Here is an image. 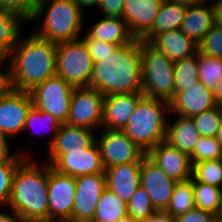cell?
<instances>
[{
  "mask_svg": "<svg viewBox=\"0 0 222 222\" xmlns=\"http://www.w3.org/2000/svg\"><path fill=\"white\" fill-rule=\"evenodd\" d=\"M104 95L90 87L75 88L66 123L94 130L102 125Z\"/></svg>",
  "mask_w": 222,
  "mask_h": 222,
  "instance_id": "30bf717a",
  "label": "cell"
},
{
  "mask_svg": "<svg viewBox=\"0 0 222 222\" xmlns=\"http://www.w3.org/2000/svg\"><path fill=\"white\" fill-rule=\"evenodd\" d=\"M5 58L8 87L29 92L56 75L57 44L35 33L21 40Z\"/></svg>",
  "mask_w": 222,
  "mask_h": 222,
  "instance_id": "6da1fadb",
  "label": "cell"
},
{
  "mask_svg": "<svg viewBox=\"0 0 222 222\" xmlns=\"http://www.w3.org/2000/svg\"><path fill=\"white\" fill-rule=\"evenodd\" d=\"M98 8L103 17H122L124 0H101Z\"/></svg>",
  "mask_w": 222,
  "mask_h": 222,
  "instance_id": "ee69618b",
  "label": "cell"
},
{
  "mask_svg": "<svg viewBox=\"0 0 222 222\" xmlns=\"http://www.w3.org/2000/svg\"><path fill=\"white\" fill-rule=\"evenodd\" d=\"M75 194V177L57 172L49 164V219L58 222H72Z\"/></svg>",
  "mask_w": 222,
  "mask_h": 222,
  "instance_id": "8fae6325",
  "label": "cell"
},
{
  "mask_svg": "<svg viewBox=\"0 0 222 222\" xmlns=\"http://www.w3.org/2000/svg\"><path fill=\"white\" fill-rule=\"evenodd\" d=\"M222 188L207 183L193 182L196 208L218 215Z\"/></svg>",
  "mask_w": 222,
  "mask_h": 222,
  "instance_id": "4dcf8cb0",
  "label": "cell"
},
{
  "mask_svg": "<svg viewBox=\"0 0 222 222\" xmlns=\"http://www.w3.org/2000/svg\"><path fill=\"white\" fill-rule=\"evenodd\" d=\"M118 222H136L134 220H132L129 216L119 220Z\"/></svg>",
  "mask_w": 222,
  "mask_h": 222,
  "instance_id": "9f6ffc18",
  "label": "cell"
},
{
  "mask_svg": "<svg viewBox=\"0 0 222 222\" xmlns=\"http://www.w3.org/2000/svg\"><path fill=\"white\" fill-rule=\"evenodd\" d=\"M142 96V92L105 96L102 127L104 129L123 130Z\"/></svg>",
  "mask_w": 222,
  "mask_h": 222,
  "instance_id": "d6986e66",
  "label": "cell"
},
{
  "mask_svg": "<svg viewBox=\"0 0 222 222\" xmlns=\"http://www.w3.org/2000/svg\"><path fill=\"white\" fill-rule=\"evenodd\" d=\"M163 1L124 0L122 19L135 39H141L152 28Z\"/></svg>",
  "mask_w": 222,
  "mask_h": 222,
  "instance_id": "ac0fdd59",
  "label": "cell"
},
{
  "mask_svg": "<svg viewBox=\"0 0 222 222\" xmlns=\"http://www.w3.org/2000/svg\"><path fill=\"white\" fill-rule=\"evenodd\" d=\"M18 222H58L49 218L19 220Z\"/></svg>",
  "mask_w": 222,
  "mask_h": 222,
  "instance_id": "816d5d0a",
  "label": "cell"
},
{
  "mask_svg": "<svg viewBox=\"0 0 222 222\" xmlns=\"http://www.w3.org/2000/svg\"><path fill=\"white\" fill-rule=\"evenodd\" d=\"M75 87L62 77L54 75L44 83L29 91L32 105L49 113L62 124L66 123L70 113V103Z\"/></svg>",
  "mask_w": 222,
  "mask_h": 222,
  "instance_id": "ba28073f",
  "label": "cell"
},
{
  "mask_svg": "<svg viewBox=\"0 0 222 222\" xmlns=\"http://www.w3.org/2000/svg\"><path fill=\"white\" fill-rule=\"evenodd\" d=\"M18 216L12 211V213L0 212V222H18Z\"/></svg>",
  "mask_w": 222,
  "mask_h": 222,
  "instance_id": "681fc988",
  "label": "cell"
},
{
  "mask_svg": "<svg viewBox=\"0 0 222 222\" xmlns=\"http://www.w3.org/2000/svg\"><path fill=\"white\" fill-rule=\"evenodd\" d=\"M192 179L193 182L207 183L222 188V159L194 163Z\"/></svg>",
  "mask_w": 222,
  "mask_h": 222,
  "instance_id": "d6a6232c",
  "label": "cell"
},
{
  "mask_svg": "<svg viewBox=\"0 0 222 222\" xmlns=\"http://www.w3.org/2000/svg\"><path fill=\"white\" fill-rule=\"evenodd\" d=\"M167 112H166V111ZM169 102L142 96L123 131L144 152L165 140ZM166 113V114H165Z\"/></svg>",
  "mask_w": 222,
  "mask_h": 222,
  "instance_id": "5b68a950",
  "label": "cell"
},
{
  "mask_svg": "<svg viewBox=\"0 0 222 222\" xmlns=\"http://www.w3.org/2000/svg\"><path fill=\"white\" fill-rule=\"evenodd\" d=\"M48 1L35 9L32 20L39 19L42 25L34 33L56 44L79 39L84 11L74 0Z\"/></svg>",
  "mask_w": 222,
  "mask_h": 222,
  "instance_id": "277c9868",
  "label": "cell"
},
{
  "mask_svg": "<svg viewBox=\"0 0 222 222\" xmlns=\"http://www.w3.org/2000/svg\"><path fill=\"white\" fill-rule=\"evenodd\" d=\"M192 164L207 160L222 159V146L216 137H203L196 143L193 152L190 154Z\"/></svg>",
  "mask_w": 222,
  "mask_h": 222,
  "instance_id": "d590c367",
  "label": "cell"
},
{
  "mask_svg": "<svg viewBox=\"0 0 222 222\" xmlns=\"http://www.w3.org/2000/svg\"><path fill=\"white\" fill-rule=\"evenodd\" d=\"M50 166L57 172L75 178L105 171L101 151L96 141L90 147L61 154Z\"/></svg>",
  "mask_w": 222,
  "mask_h": 222,
  "instance_id": "5bb4252c",
  "label": "cell"
},
{
  "mask_svg": "<svg viewBox=\"0 0 222 222\" xmlns=\"http://www.w3.org/2000/svg\"><path fill=\"white\" fill-rule=\"evenodd\" d=\"M93 59L82 39L57 44L56 75L75 88L89 87Z\"/></svg>",
  "mask_w": 222,
  "mask_h": 222,
  "instance_id": "52a82bcc",
  "label": "cell"
},
{
  "mask_svg": "<svg viewBox=\"0 0 222 222\" xmlns=\"http://www.w3.org/2000/svg\"><path fill=\"white\" fill-rule=\"evenodd\" d=\"M176 182L168 177L147 155L143 157L140 185L149 195L156 210L165 211L167 209Z\"/></svg>",
  "mask_w": 222,
  "mask_h": 222,
  "instance_id": "9a60e30c",
  "label": "cell"
},
{
  "mask_svg": "<svg viewBox=\"0 0 222 222\" xmlns=\"http://www.w3.org/2000/svg\"><path fill=\"white\" fill-rule=\"evenodd\" d=\"M141 39L118 47L94 62L90 88L104 96L142 92Z\"/></svg>",
  "mask_w": 222,
  "mask_h": 222,
  "instance_id": "7a4b0ae2",
  "label": "cell"
},
{
  "mask_svg": "<svg viewBox=\"0 0 222 222\" xmlns=\"http://www.w3.org/2000/svg\"><path fill=\"white\" fill-rule=\"evenodd\" d=\"M214 25L213 10L210 4L188 6L180 30L196 44Z\"/></svg>",
  "mask_w": 222,
  "mask_h": 222,
  "instance_id": "cb8c5ba5",
  "label": "cell"
},
{
  "mask_svg": "<svg viewBox=\"0 0 222 222\" xmlns=\"http://www.w3.org/2000/svg\"><path fill=\"white\" fill-rule=\"evenodd\" d=\"M127 216V204L111 190L105 188L99 198L91 222H118Z\"/></svg>",
  "mask_w": 222,
  "mask_h": 222,
  "instance_id": "4316f807",
  "label": "cell"
},
{
  "mask_svg": "<svg viewBox=\"0 0 222 222\" xmlns=\"http://www.w3.org/2000/svg\"><path fill=\"white\" fill-rule=\"evenodd\" d=\"M22 162L0 163V205L8 206L12 182L17 167Z\"/></svg>",
  "mask_w": 222,
  "mask_h": 222,
  "instance_id": "f35d334b",
  "label": "cell"
},
{
  "mask_svg": "<svg viewBox=\"0 0 222 222\" xmlns=\"http://www.w3.org/2000/svg\"><path fill=\"white\" fill-rule=\"evenodd\" d=\"M146 155L170 178L185 181L192 178L190 155L165 140L151 148Z\"/></svg>",
  "mask_w": 222,
  "mask_h": 222,
  "instance_id": "2e32d148",
  "label": "cell"
},
{
  "mask_svg": "<svg viewBox=\"0 0 222 222\" xmlns=\"http://www.w3.org/2000/svg\"><path fill=\"white\" fill-rule=\"evenodd\" d=\"M24 20L0 9V59H5L18 43Z\"/></svg>",
  "mask_w": 222,
  "mask_h": 222,
  "instance_id": "83f0119b",
  "label": "cell"
},
{
  "mask_svg": "<svg viewBox=\"0 0 222 222\" xmlns=\"http://www.w3.org/2000/svg\"><path fill=\"white\" fill-rule=\"evenodd\" d=\"M8 137L0 134V163L2 162H23L27 157L26 152L12 153L10 154L9 143H7Z\"/></svg>",
  "mask_w": 222,
  "mask_h": 222,
  "instance_id": "7bdbcfd3",
  "label": "cell"
},
{
  "mask_svg": "<svg viewBox=\"0 0 222 222\" xmlns=\"http://www.w3.org/2000/svg\"><path fill=\"white\" fill-rule=\"evenodd\" d=\"M32 106L29 92L8 87L0 95V134L12 138L23 132L28 111Z\"/></svg>",
  "mask_w": 222,
  "mask_h": 222,
  "instance_id": "7c38bea8",
  "label": "cell"
},
{
  "mask_svg": "<svg viewBox=\"0 0 222 222\" xmlns=\"http://www.w3.org/2000/svg\"><path fill=\"white\" fill-rule=\"evenodd\" d=\"M201 136L192 118L179 116L167 126L165 141L190 155Z\"/></svg>",
  "mask_w": 222,
  "mask_h": 222,
  "instance_id": "d4e9b609",
  "label": "cell"
},
{
  "mask_svg": "<svg viewBox=\"0 0 222 222\" xmlns=\"http://www.w3.org/2000/svg\"><path fill=\"white\" fill-rule=\"evenodd\" d=\"M194 208H196V205L193 193V179L190 178L185 181L176 182L170 202L165 211L172 217H176Z\"/></svg>",
  "mask_w": 222,
  "mask_h": 222,
  "instance_id": "f1b7e54d",
  "label": "cell"
},
{
  "mask_svg": "<svg viewBox=\"0 0 222 222\" xmlns=\"http://www.w3.org/2000/svg\"><path fill=\"white\" fill-rule=\"evenodd\" d=\"M103 130L96 142L101 151L104 169L130 162H142L146 152L134 143L123 130Z\"/></svg>",
  "mask_w": 222,
  "mask_h": 222,
  "instance_id": "9c48e42d",
  "label": "cell"
},
{
  "mask_svg": "<svg viewBox=\"0 0 222 222\" xmlns=\"http://www.w3.org/2000/svg\"><path fill=\"white\" fill-rule=\"evenodd\" d=\"M216 106L214 93L199 80L194 86L174 94L173 99L169 102V112H173L177 116L193 118Z\"/></svg>",
  "mask_w": 222,
  "mask_h": 222,
  "instance_id": "e0dca14e",
  "label": "cell"
},
{
  "mask_svg": "<svg viewBox=\"0 0 222 222\" xmlns=\"http://www.w3.org/2000/svg\"><path fill=\"white\" fill-rule=\"evenodd\" d=\"M165 1L177 3V4H182L185 6H198V5L206 4L207 0H165ZM209 2H210V0L207 1V3H209Z\"/></svg>",
  "mask_w": 222,
  "mask_h": 222,
  "instance_id": "bcb514c9",
  "label": "cell"
},
{
  "mask_svg": "<svg viewBox=\"0 0 222 222\" xmlns=\"http://www.w3.org/2000/svg\"><path fill=\"white\" fill-rule=\"evenodd\" d=\"M216 140L222 146V123L220 125V128L218 129V132H217V135H216Z\"/></svg>",
  "mask_w": 222,
  "mask_h": 222,
  "instance_id": "db71d44e",
  "label": "cell"
},
{
  "mask_svg": "<svg viewBox=\"0 0 222 222\" xmlns=\"http://www.w3.org/2000/svg\"><path fill=\"white\" fill-rule=\"evenodd\" d=\"M198 53L222 58V26L213 25L198 43Z\"/></svg>",
  "mask_w": 222,
  "mask_h": 222,
  "instance_id": "8d00e7d4",
  "label": "cell"
},
{
  "mask_svg": "<svg viewBox=\"0 0 222 222\" xmlns=\"http://www.w3.org/2000/svg\"><path fill=\"white\" fill-rule=\"evenodd\" d=\"M192 119L200 136L216 137L222 123V109L217 105L194 116Z\"/></svg>",
  "mask_w": 222,
  "mask_h": 222,
  "instance_id": "e575fe53",
  "label": "cell"
},
{
  "mask_svg": "<svg viewBox=\"0 0 222 222\" xmlns=\"http://www.w3.org/2000/svg\"><path fill=\"white\" fill-rule=\"evenodd\" d=\"M142 162H130L105 169L106 188L126 204L140 186Z\"/></svg>",
  "mask_w": 222,
  "mask_h": 222,
  "instance_id": "44dd1931",
  "label": "cell"
},
{
  "mask_svg": "<svg viewBox=\"0 0 222 222\" xmlns=\"http://www.w3.org/2000/svg\"><path fill=\"white\" fill-rule=\"evenodd\" d=\"M218 216L211 212L194 208L175 217L176 222H218Z\"/></svg>",
  "mask_w": 222,
  "mask_h": 222,
  "instance_id": "b9f144b4",
  "label": "cell"
},
{
  "mask_svg": "<svg viewBox=\"0 0 222 222\" xmlns=\"http://www.w3.org/2000/svg\"><path fill=\"white\" fill-rule=\"evenodd\" d=\"M128 216L136 222H144L156 209L149 195L140 185L127 203Z\"/></svg>",
  "mask_w": 222,
  "mask_h": 222,
  "instance_id": "836d02e7",
  "label": "cell"
},
{
  "mask_svg": "<svg viewBox=\"0 0 222 222\" xmlns=\"http://www.w3.org/2000/svg\"><path fill=\"white\" fill-rule=\"evenodd\" d=\"M187 7L182 4L163 1L152 28L141 38L150 42L157 34L179 29L184 20Z\"/></svg>",
  "mask_w": 222,
  "mask_h": 222,
  "instance_id": "484cf974",
  "label": "cell"
},
{
  "mask_svg": "<svg viewBox=\"0 0 222 222\" xmlns=\"http://www.w3.org/2000/svg\"><path fill=\"white\" fill-rule=\"evenodd\" d=\"M87 34L102 42H108L119 47L132 42L135 38L130 34L122 17H103L89 27Z\"/></svg>",
  "mask_w": 222,
  "mask_h": 222,
  "instance_id": "603a6c76",
  "label": "cell"
},
{
  "mask_svg": "<svg viewBox=\"0 0 222 222\" xmlns=\"http://www.w3.org/2000/svg\"><path fill=\"white\" fill-rule=\"evenodd\" d=\"M174 94L194 86L199 81L198 52L190 57L174 62Z\"/></svg>",
  "mask_w": 222,
  "mask_h": 222,
  "instance_id": "f546056e",
  "label": "cell"
},
{
  "mask_svg": "<svg viewBox=\"0 0 222 222\" xmlns=\"http://www.w3.org/2000/svg\"><path fill=\"white\" fill-rule=\"evenodd\" d=\"M28 157L17 167L8 206L19 220L49 218V164L42 168Z\"/></svg>",
  "mask_w": 222,
  "mask_h": 222,
  "instance_id": "3957f363",
  "label": "cell"
},
{
  "mask_svg": "<svg viewBox=\"0 0 222 222\" xmlns=\"http://www.w3.org/2000/svg\"><path fill=\"white\" fill-rule=\"evenodd\" d=\"M213 93L217 105L222 109V79L217 84L215 91Z\"/></svg>",
  "mask_w": 222,
  "mask_h": 222,
  "instance_id": "f907efd6",
  "label": "cell"
},
{
  "mask_svg": "<svg viewBox=\"0 0 222 222\" xmlns=\"http://www.w3.org/2000/svg\"><path fill=\"white\" fill-rule=\"evenodd\" d=\"M149 43L173 62L198 52V44L187 37L180 28L157 34Z\"/></svg>",
  "mask_w": 222,
  "mask_h": 222,
  "instance_id": "7402d4cb",
  "label": "cell"
},
{
  "mask_svg": "<svg viewBox=\"0 0 222 222\" xmlns=\"http://www.w3.org/2000/svg\"><path fill=\"white\" fill-rule=\"evenodd\" d=\"M61 124L62 123L59 120L51 116L49 113L40 111L36 109L34 106H32L28 111L23 131L33 129L36 126L37 127L39 126L38 128L42 126L41 128H45V129L46 127H48L49 130L50 129L54 130V136H53L52 141L50 142L52 144L54 142L56 132L60 128Z\"/></svg>",
  "mask_w": 222,
  "mask_h": 222,
  "instance_id": "74e56055",
  "label": "cell"
},
{
  "mask_svg": "<svg viewBox=\"0 0 222 222\" xmlns=\"http://www.w3.org/2000/svg\"><path fill=\"white\" fill-rule=\"evenodd\" d=\"M199 80L210 91L214 92L217 84L222 79V58L198 53Z\"/></svg>",
  "mask_w": 222,
  "mask_h": 222,
  "instance_id": "1f68e13d",
  "label": "cell"
},
{
  "mask_svg": "<svg viewBox=\"0 0 222 222\" xmlns=\"http://www.w3.org/2000/svg\"><path fill=\"white\" fill-rule=\"evenodd\" d=\"M81 39L85 43L93 62L101 61V57L113 54L119 47L118 45L102 42L101 40L92 38L87 33Z\"/></svg>",
  "mask_w": 222,
  "mask_h": 222,
  "instance_id": "ab89813d",
  "label": "cell"
},
{
  "mask_svg": "<svg viewBox=\"0 0 222 222\" xmlns=\"http://www.w3.org/2000/svg\"><path fill=\"white\" fill-rule=\"evenodd\" d=\"M79 7L83 10L84 8L97 6L98 8L101 0H74Z\"/></svg>",
  "mask_w": 222,
  "mask_h": 222,
  "instance_id": "c3c4849f",
  "label": "cell"
},
{
  "mask_svg": "<svg viewBox=\"0 0 222 222\" xmlns=\"http://www.w3.org/2000/svg\"><path fill=\"white\" fill-rule=\"evenodd\" d=\"M140 55L143 95L170 102L174 97V62L143 40Z\"/></svg>",
  "mask_w": 222,
  "mask_h": 222,
  "instance_id": "8992f818",
  "label": "cell"
},
{
  "mask_svg": "<svg viewBox=\"0 0 222 222\" xmlns=\"http://www.w3.org/2000/svg\"><path fill=\"white\" fill-rule=\"evenodd\" d=\"M93 132L91 129L68 123L61 124L56 132L54 142L50 145L46 163L51 165L61 154L68 151L90 147L97 138Z\"/></svg>",
  "mask_w": 222,
  "mask_h": 222,
  "instance_id": "ffe728a7",
  "label": "cell"
},
{
  "mask_svg": "<svg viewBox=\"0 0 222 222\" xmlns=\"http://www.w3.org/2000/svg\"><path fill=\"white\" fill-rule=\"evenodd\" d=\"M76 194L72 222H91L99 198L106 188L105 172L75 178Z\"/></svg>",
  "mask_w": 222,
  "mask_h": 222,
  "instance_id": "4fadbf2b",
  "label": "cell"
},
{
  "mask_svg": "<svg viewBox=\"0 0 222 222\" xmlns=\"http://www.w3.org/2000/svg\"><path fill=\"white\" fill-rule=\"evenodd\" d=\"M144 222H176V221H175V217H172L166 211L156 210Z\"/></svg>",
  "mask_w": 222,
  "mask_h": 222,
  "instance_id": "f6af8a7d",
  "label": "cell"
},
{
  "mask_svg": "<svg viewBox=\"0 0 222 222\" xmlns=\"http://www.w3.org/2000/svg\"><path fill=\"white\" fill-rule=\"evenodd\" d=\"M30 4L36 9L39 5L44 2H48V0H29Z\"/></svg>",
  "mask_w": 222,
  "mask_h": 222,
  "instance_id": "f5cc1de1",
  "label": "cell"
},
{
  "mask_svg": "<svg viewBox=\"0 0 222 222\" xmlns=\"http://www.w3.org/2000/svg\"><path fill=\"white\" fill-rule=\"evenodd\" d=\"M5 59H0V68L2 67L3 63H5ZM8 88L7 82V70L5 68V72H1L0 70V95Z\"/></svg>",
  "mask_w": 222,
  "mask_h": 222,
  "instance_id": "7dc6e473",
  "label": "cell"
},
{
  "mask_svg": "<svg viewBox=\"0 0 222 222\" xmlns=\"http://www.w3.org/2000/svg\"><path fill=\"white\" fill-rule=\"evenodd\" d=\"M217 216H218L219 221H222V190H221L220 209H219V212H218Z\"/></svg>",
  "mask_w": 222,
  "mask_h": 222,
  "instance_id": "11a10c76",
  "label": "cell"
},
{
  "mask_svg": "<svg viewBox=\"0 0 222 222\" xmlns=\"http://www.w3.org/2000/svg\"><path fill=\"white\" fill-rule=\"evenodd\" d=\"M0 9L15 14L24 21L32 20L35 12L29 0H0Z\"/></svg>",
  "mask_w": 222,
  "mask_h": 222,
  "instance_id": "60d3db41",
  "label": "cell"
}]
</instances>
